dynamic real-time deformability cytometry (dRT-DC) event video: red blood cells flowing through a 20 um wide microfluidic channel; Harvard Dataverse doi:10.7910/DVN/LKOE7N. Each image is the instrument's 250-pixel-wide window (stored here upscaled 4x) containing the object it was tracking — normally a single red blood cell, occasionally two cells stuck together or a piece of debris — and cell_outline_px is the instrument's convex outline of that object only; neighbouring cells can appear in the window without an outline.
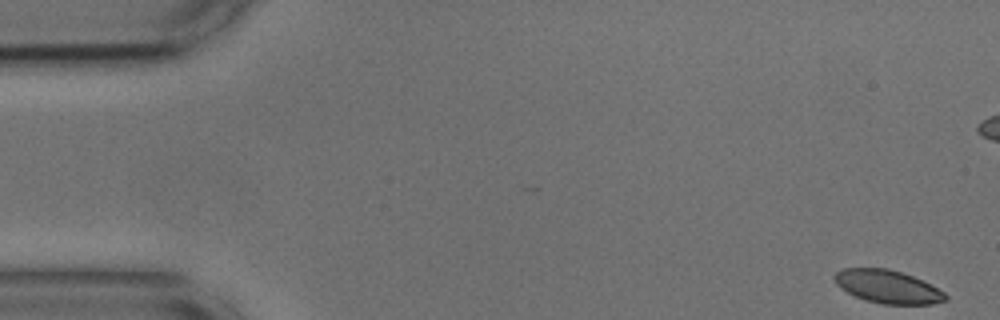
{"species": "common noctule bat (a hibernating species)", "species_latin": "Nyctalus noctula", "temperature_condition": "cold", "stored_images_in_passage": 55, "camera_frame_rate_fps": 3000, "um_per_image_px": 0.085, "animal": {"sex": "male", "body_mass_g": 17.9, "forearm_length_mm": 54.2}, "frame": {"image": 1, "passage_image": 1, "time_ms": 0.0, "image_size_px": [1000, 320], "cell_outline_px": [[948, 300], [932, 304], [884, 304], [864, 300], [840, 288], [836, 284], [832, 276], [840, 268], [888, 268], [924, 280], [944, 292], [948, 296]], "centroid_in_image_um": [75.45, 24.36], "position_along_channel_um": 9.6, "area_um2": 21.56}}
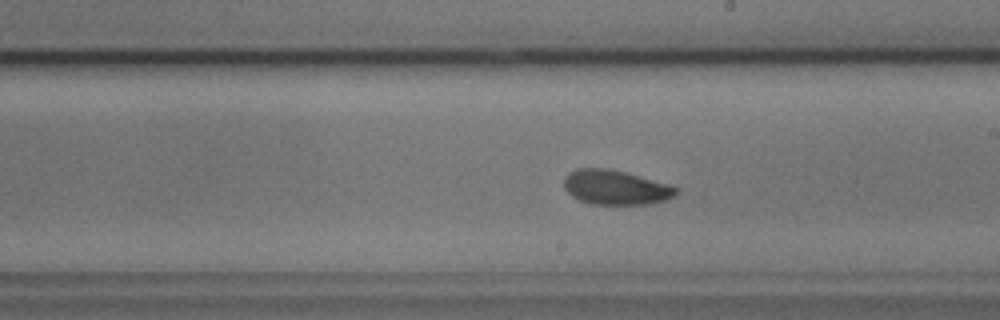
{"frame": {"image": 2, "passage_image": 30, "time_ms": 9.667, "image_size_px": [1000, 320], "cell_outline_px": [[680, 188], [672, 196], [664, 200], [652, 204], [592, 204], [580, 200], [572, 196], [564, 188], [564, 176], [568, 172], [576, 168], [608, 168], [624, 172], [668, 184]], "centroid_in_image_um": [52.28, 15.92], "position_along_channel_um": 236.7, "area_um2": 22.48}}
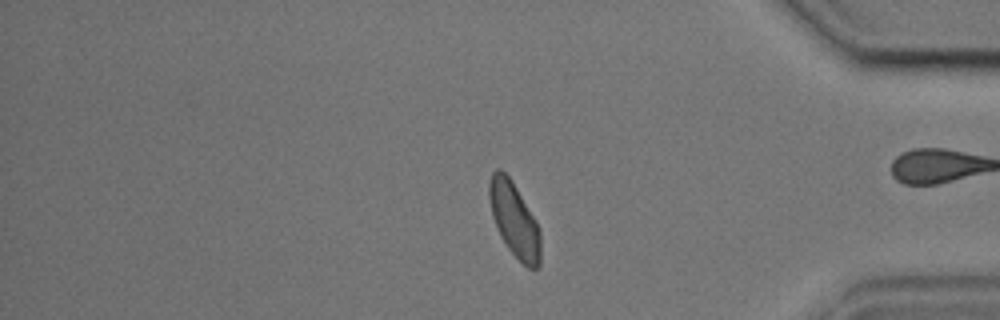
{"frame": {"image": 3, "passage_image": 45, "time_ms": 14.667, "image_size_px": [1000, 320], "cell_outline_px": [[540, 264], [536, 268], [528, 268], [508, 248], [500, 236], [492, 216], [488, 196], [488, 184], [492, 172], [496, 168], [500, 168], [512, 180], [536, 220], [540, 232]], "centroid_in_image_um": [43.7, 18.64], "position_along_channel_um": 391.5, "area_um2": 22.25}, "authors_computed_cell_mechanics": {"area_um2": 22.5998, "velocity_mm_per_s": 3.6153, "shape_relaxation_time_tau1_ms": 1.7952, "shape_relaxation_time_tau2_ms": 2.1071, "deformation_change_tau1": 0.0964, "deformation_change_tau2": 0.0656}}